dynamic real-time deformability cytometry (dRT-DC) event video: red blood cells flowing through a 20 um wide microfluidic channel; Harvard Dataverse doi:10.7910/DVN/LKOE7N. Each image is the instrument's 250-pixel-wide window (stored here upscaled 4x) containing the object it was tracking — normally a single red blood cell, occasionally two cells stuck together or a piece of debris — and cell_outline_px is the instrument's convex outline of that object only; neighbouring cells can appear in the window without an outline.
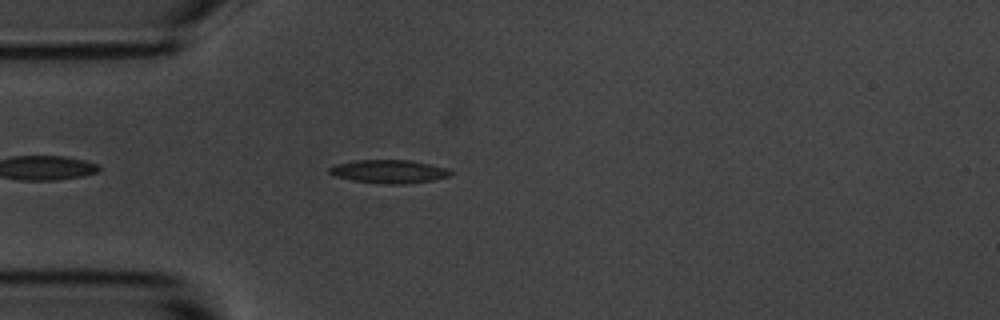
{"species": "common noctule bat (a hibernating species)", "species_latin": "Nyctalus noctula", "temperature_condition": "room temperature", "stored_images_in_passage": 39, "camera_frame_rate_fps": 3000, "um_per_image_px": 0.085, "animal": {"sex": "male", "body_mass_g": 20.1, "forearm_length_mm": 53.5}, "frame": {"image": 1, "passage_image": 7, "time_ms": 2.0, "image_size_px": [1000, 320], "cell_outline_px": [[452, 172], [448, 176], [432, 180], [408, 184], [392, 184], [352, 180], [336, 176], [328, 172], [328, 168], [336, 164], [356, 160], [408, 160], [448, 168]], "centroid_in_image_um": [33.05, 14.57], "position_along_channel_um": 51.9, "area_um2": 16.24}}
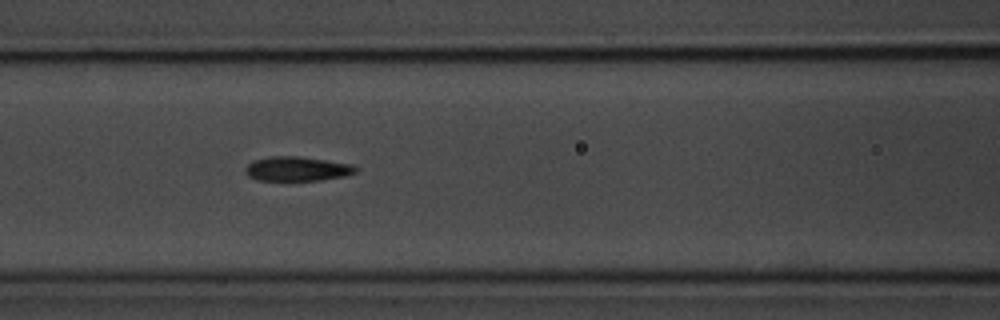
{"frame": {"image": 2, "passage_image": 15, "time_ms": 4.667, "image_size_px": [1000, 320], "cell_outline_px": [[356, 172], [344, 176], [320, 180], [256, 180], [248, 176], [244, 172], [244, 168], [252, 160], [272, 156], [300, 156], [352, 164], [356, 168]], "centroid_in_image_um": [25.2, 14.34], "position_along_channel_um": 141.4, "area_um2": 15.72}}
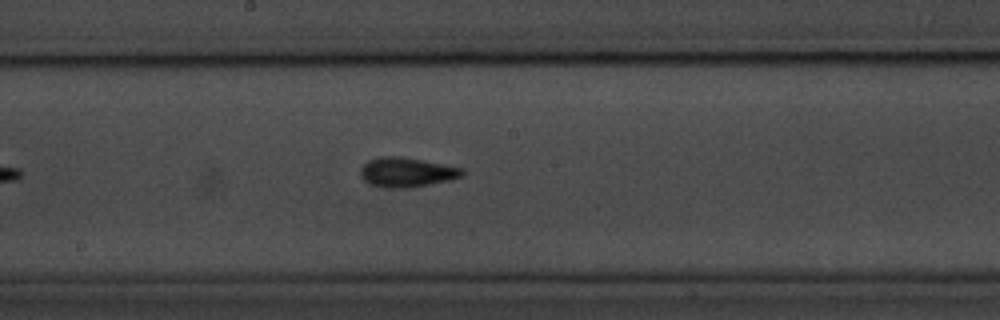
{"frame": {"image": 3, "passage_image": 21, "time_ms": 6.667, "image_size_px": [1000, 320], "cell_outline_px": [[464, 176], [448, 180], [408, 188], [388, 188], [368, 184], [360, 176], [360, 168], [368, 160], [380, 156], [400, 156], [464, 168]], "centroid_in_image_um": [34.54, 14.64], "position_along_channel_um": 213.7, "area_um2": 17.57}, "authors_computed_cell_mechanics": {"area_um2": 16.0684, "velocity_mm_per_s": 3.6153, "shape_relaxation_time_tau1_ms": 2.9815, "shape_relaxation_time_tau2_ms": 2.6817, "deformation_change_tau1": 0.1205, "deformation_change_tau2": 0.0952}}